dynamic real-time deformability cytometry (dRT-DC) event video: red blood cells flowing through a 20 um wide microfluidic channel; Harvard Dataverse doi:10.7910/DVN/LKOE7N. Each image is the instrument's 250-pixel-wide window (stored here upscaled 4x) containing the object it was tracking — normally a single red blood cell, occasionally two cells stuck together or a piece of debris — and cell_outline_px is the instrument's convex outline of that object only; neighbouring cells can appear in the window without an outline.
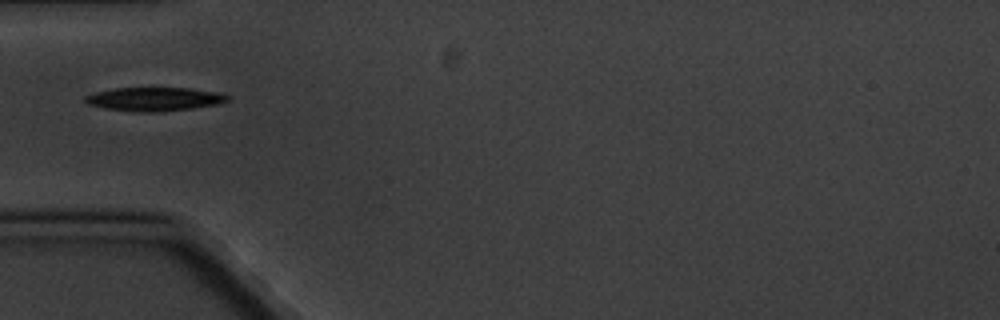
{"species": "common noctule bat (a hibernating species)", "species_latin": "Nyctalus noctula", "temperature_condition": "cold", "stored_images_in_passage": 10, "camera_frame_rate_fps": 3000, "um_per_image_px": 0.085, "animal": {"sex": "male", "body_mass_g": 20.1, "forearm_length_mm": 53.5}, "frame": {"image": 1, "passage_image": 5, "time_ms": 5.667, "image_size_px": [1000, 320], "cell_outline_px": [[232, 96], [228, 100], [220, 104], [192, 108], [160, 112], [136, 112], [104, 108], [88, 104], [84, 100], [84, 96], [96, 92], [116, 88], [188, 88], [216, 92]], "centroid_in_image_um": [13.13, 8.43], "position_along_channel_um": 71.9, "area_um2": 19.65}}